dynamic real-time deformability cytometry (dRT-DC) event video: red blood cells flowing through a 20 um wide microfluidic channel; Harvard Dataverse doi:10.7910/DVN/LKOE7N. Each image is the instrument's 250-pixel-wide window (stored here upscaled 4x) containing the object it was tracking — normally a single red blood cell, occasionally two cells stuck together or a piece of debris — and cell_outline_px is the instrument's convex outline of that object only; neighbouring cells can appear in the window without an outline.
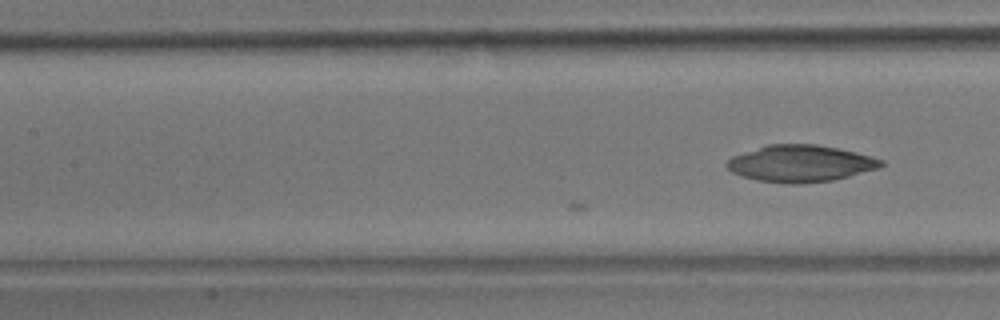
{"species": "common noctule bat (a hibernating species)", "species_latin": "Nyctalus noctula", "temperature_condition": "room temperature", "stored_images_in_passage": 9, "camera_frame_rate_fps": 3000, "um_per_image_px": 0.085, "animal": {"sex": "male", "body_mass_g": 17.9}, "frame": {"image": 1, "passage_image": 9, "time_ms": 2.667, "image_size_px": [1000, 320], "cell_outline_px": [[884, 164], [880, 168], [832, 180], [800, 184], [788, 184], [760, 180], [740, 176], [732, 172], [724, 164], [732, 156], [768, 144], [816, 144], [856, 152], [884, 160]], "centroid_in_image_um": [68.03, 13.9], "position_along_channel_um": 139.4, "area_um2": 32.95}}